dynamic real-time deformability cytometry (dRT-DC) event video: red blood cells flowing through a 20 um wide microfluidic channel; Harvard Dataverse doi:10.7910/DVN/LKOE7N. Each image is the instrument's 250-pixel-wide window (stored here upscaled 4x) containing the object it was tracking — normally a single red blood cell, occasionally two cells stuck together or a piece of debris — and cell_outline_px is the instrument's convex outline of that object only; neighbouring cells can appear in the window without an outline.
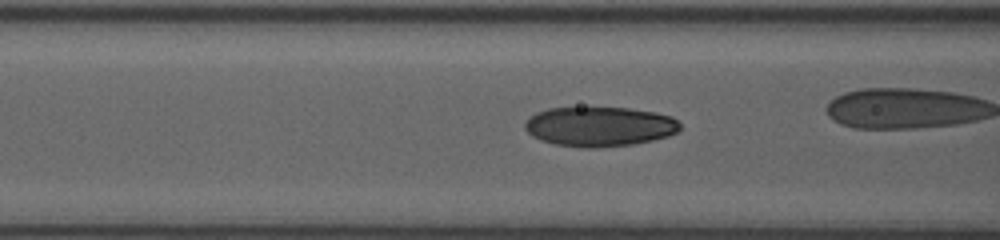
{"species": "human", "species_latin": "Homo sapiens", "temperature_condition": "room temperature", "stored_images_in_passage": 34, "camera_frame_rate_fps": 3000, "um_per_image_px": 0.085, "donor": {"sex": "female"}, "frame": {"image": 1, "passage_image": 6, "time_ms": 1.333, "image_size_px": [1000, 240], "cell_outline_px": [[680, 128], [676, 132], [668, 136], [652, 140], [632, 144], [588, 148], [556, 144], [540, 140], [532, 136], [524, 128], [524, 124], [536, 112], [548, 108], [628, 108], [656, 112], [672, 116], [680, 124]], "centroid_in_image_um": [50.96, 10.75], "position_along_channel_um": 115.6, "area_um2": 35.6}}
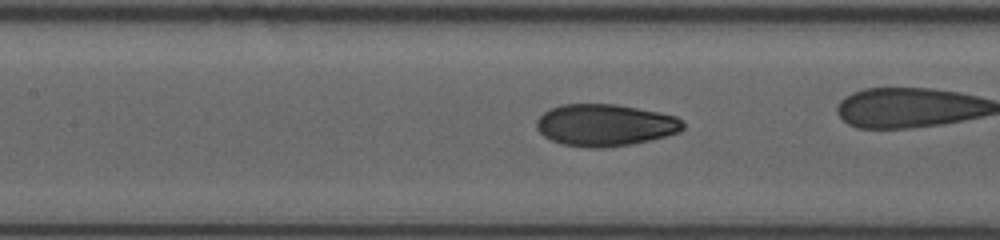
{"frame": {"image": 2, "passage_image": 10, "time_ms": 2.333, "image_size_px": [1000, 240], "cell_outline_px": [[684, 128], [680, 132], [632, 144], [604, 148], [584, 148], [560, 144], [544, 136], [536, 128], [536, 120], [544, 112], [560, 104], [616, 104], [660, 112], [676, 116], [684, 120]], "centroid_in_image_um": [51.43, 10.63], "position_along_channel_um": 156.0, "area_um2": 36.07}}